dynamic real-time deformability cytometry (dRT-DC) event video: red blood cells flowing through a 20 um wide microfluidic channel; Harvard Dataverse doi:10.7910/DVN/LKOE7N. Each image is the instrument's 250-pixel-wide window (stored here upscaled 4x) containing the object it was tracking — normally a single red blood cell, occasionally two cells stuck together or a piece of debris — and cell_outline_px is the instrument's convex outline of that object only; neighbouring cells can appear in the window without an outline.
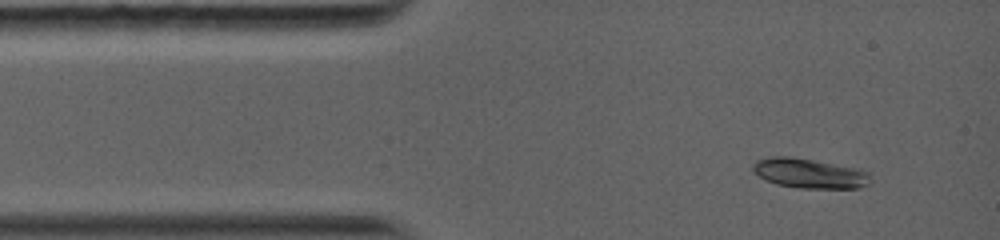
{"species": "common noctule bat (a hibernating species)", "species_latin": "Nyctalus noctula", "temperature_condition": "warm", "stored_images_in_passage": 21, "camera_frame_rate_fps": 5000, "um_per_image_px": 0.085, "animal": {"sex": "female", "body_mass_g": 19.0, "forearm_length_mm": 56.7}, "frame": {"image": 1, "passage_image": 1, "time_ms": 0.0, "image_size_px": [1000, 240], "cell_outline_px": [[868, 184], [860, 188], [800, 188], [776, 184], [764, 180], [752, 168], [752, 164], [756, 160], [768, 156], [788, 156], [812, 160], [852, 168], [868, 172]], "centroid_in_image_um": [68.72, 14.74], "position_along_channel_um": 16.3, "area_um2": 20.0}}
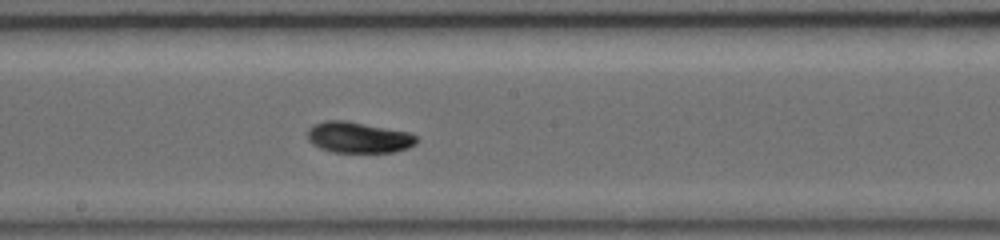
{"frame": {"image": 2, "passage_image": 10, "time_ms": 6.0, "image_size_px": [1000, 240], "cell_outline_px": [[416, 144], [408, 148], [392, 152], [332, 152], [320, 148], [312, 144], [308, 140], [308, 128], [312, 124], [324, 120], [344, 120], [408, 132], [416, 136]], "centroid_in_image_um": [30.42, 11.68], "position_along_channel_um": 217.8, "area_um2": 19.65}}
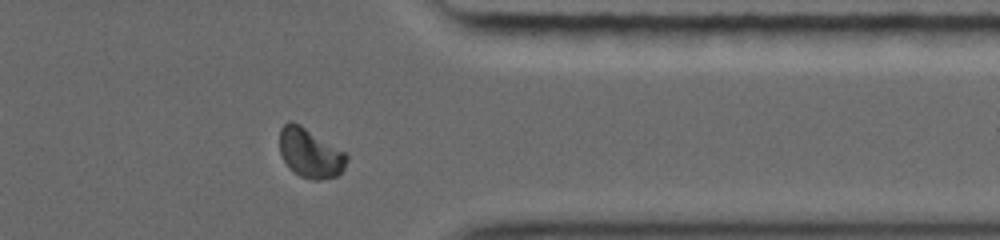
{"frame": {"image": 3, "passage_image": 18, "time_ms": 10.2, "image_size_px": [1000, 240], "cell_outline_px": [[348, 160], [344, 168], [336, 176], [320, 180], [312, 180], [300, 176], [284, 160], [280, 152], [280, 128], [288, 120], [292, 120], [300, 124], [348, 152]], "centroid_in_image_um": [26.4, 12.97], "position_along_channel_um": 385.0, "area_um2": 19.48}, "authors_computed_cell_mechanics": {"area_um2": 19.5364, "velocity_mm_per_s": 4.1096, "shape_relaxation_time_tau1_ms": 3.2241, "shape_relaxation_time_tau2_ms": 2.4856, "deformation_change_tau1": 0.1429, "deformation_change_tau2": 0.0391}}